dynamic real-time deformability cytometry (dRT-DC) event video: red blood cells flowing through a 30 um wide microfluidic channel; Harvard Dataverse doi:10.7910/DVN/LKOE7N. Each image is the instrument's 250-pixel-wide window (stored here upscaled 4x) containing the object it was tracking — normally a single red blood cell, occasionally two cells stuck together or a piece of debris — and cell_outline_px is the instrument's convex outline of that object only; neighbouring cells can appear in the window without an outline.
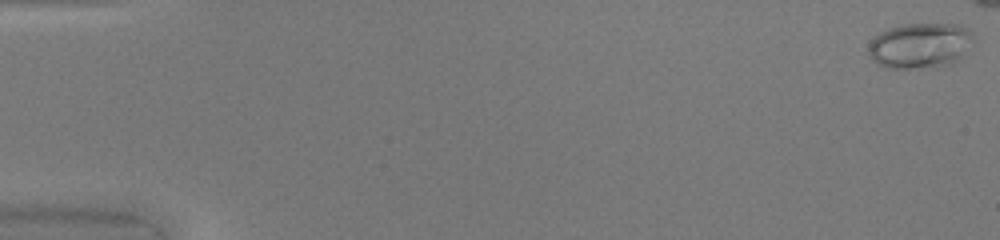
{"species": "common noctule bat (a hibernating species)", "species_latin": "Nyctalus noctula", "temperature_condition": "warm", "stored_images_in_passage": 41, "camera_frame_rate_fps": 3000, "um_per_image_px": 0.085, "animal": {"sex": "female", "body_mass_g": 20.0, "forearm_length_mm": 54.0}, "frame": {"image": 1, "passage_image": 1, "time_ms": 0.0, "image_size_px": [1000, 240], "cell_outline_px": [[976, 36], [964, 56], [960, 60], [952, 64], [908, 68], [888, 68], [872, 60], [868, 56], [868, 44], [880, 32], [888, 28], [904, 24], [956, 24], [968, 28]], "centroid_in_image_um": [78.24, 3.86], "position_along_channel_um": 6.8, "area_um2": 27.98}}
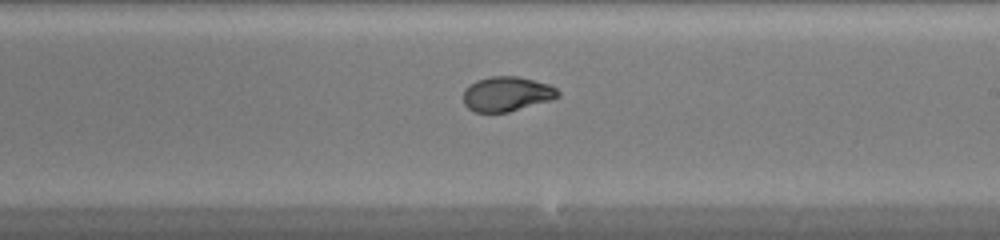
{"frame": {"image": 2, "passage_image": 30, "time_ms": 9.667, "image_size_px": [1000, 240], "cell_outline_px": [[560, 96], [552, 100], [508, 112], [476, 112], [468, 108], [464, 104], [464, 88], [468, 84], [476, 80], [488, 76], [516, 76], [548, 84], [556, 88], [560, 92]], "centroid_in_image_um": [43.06, 7.98], "position_along_channel_um": 245.9, "area_um2": 19.25}}
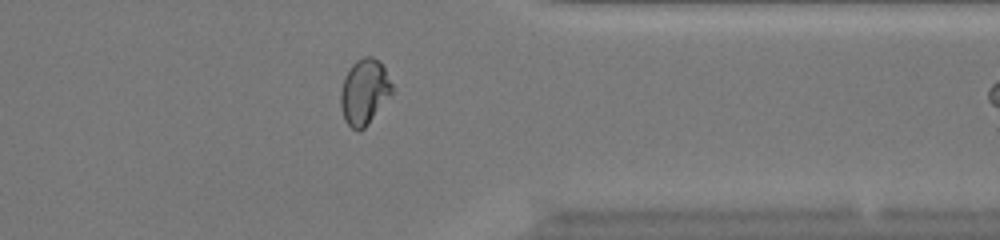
{"frame": {"image": 3, "passage_image": 40, "time_ms": 13.0, "image_size_px": [1000, 240], "cell_outline_px": [[392, 96], [364, 128], [360, 132], [352, 128], [344, 120], [340, 108], [340, 92], [344, 76], [352, 64], [356, 60], [364, 56], [372, 56], [380, 60], [392, 84]], "centroid_in_image_um": [30.96, 7.8], "position_along_channel_um": 380.4, "area_um2": 19.94}}